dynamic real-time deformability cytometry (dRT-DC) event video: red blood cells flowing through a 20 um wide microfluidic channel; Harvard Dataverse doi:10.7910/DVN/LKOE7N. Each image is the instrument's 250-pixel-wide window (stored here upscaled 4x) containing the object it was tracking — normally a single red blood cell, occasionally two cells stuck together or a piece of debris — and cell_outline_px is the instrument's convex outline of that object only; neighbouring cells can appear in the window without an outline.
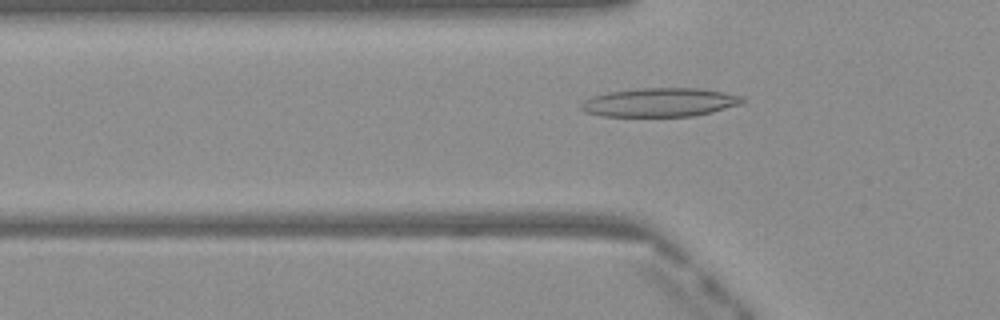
{"species": "Egyptian fruit bat (a non-hibernating species)", "species_latin": "Rousettus aegyptiacus", "temperature_condition": "warm", "stored_images_in_passage": 49, "camera_frame_rate_fps": 3000, "um_per_image_px": 0.085, "frame": {"image": 1, "passage_image": 16, "time_ms": 5.0, "image_size_px": [1000, 320], "cell_outline_px": [[748, 100], [740, 104], [712, 112], [692, 116], [600, 116], [584, 112], [580, 108], [580, 104], [584, 100], [592, 96], [608, 92], [636, 88], [700, 88], [744, 96]], "centroid_in_image_um": [56.08, 8.69], "position_along_channel_um": 69.7, "area_um2": 27.22}}
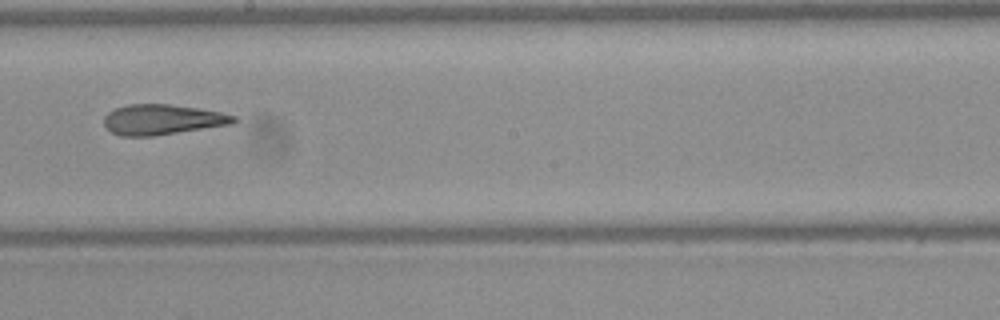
{"frame": {"image": 2, "passage_image": 28, "time_ms": 9.0, "image_size_px": [1000, 320], "cell_outline_px": [[240, 120], [232, 124], [152, 136], [120, 136], [104, 128], [104, 116], [108, 112], [116, 108], [128, 104], [168, 104], [196, 108], [220, 112], [236, 116]], "centroid_in_image_um": [13.78, 10.17], "position_along_channel_um": 234.4, "area_um2": 22.89}}
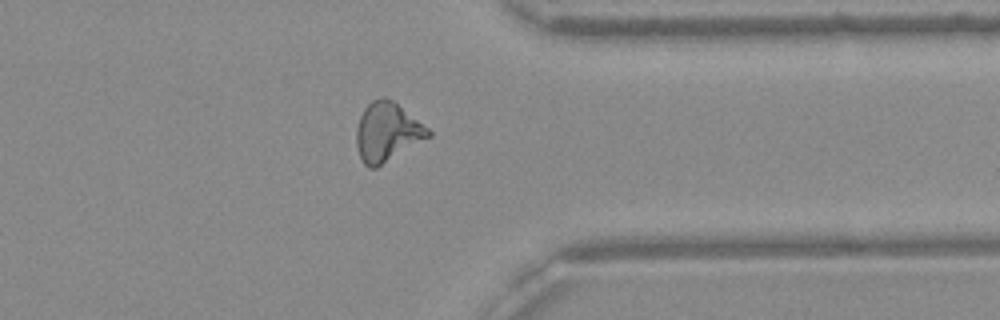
{"frame": {"image": 3, "passage_image": 39, "time_ms": 12.667, "image_size_px": [1000, 320], "cell_outline_px": [[432, 136], [376, 168], [368, 168], [364, 164], [360, 156], [356, 144], [356, 128], [360, 116], [364, 108], [372, 100], [380, 96], [384, 96], [392, 100], [428, 128], [432, 132]], "centroid_in_image_um": [32.9, 11.23], "position_along_channel_um": 378.5, "area_um2": 24.68}, "authors_computed_cell_mechanics": {"area_um2": 23.987, "velocity_mm_per_s": 4.0982, "shape_relaxation_time_tau1_ms": null, "shape_relaxation_time_tau2_ms": 2.1065, "deformation_change_tau1": null, "deformation_change_tau2": 0.1208}}